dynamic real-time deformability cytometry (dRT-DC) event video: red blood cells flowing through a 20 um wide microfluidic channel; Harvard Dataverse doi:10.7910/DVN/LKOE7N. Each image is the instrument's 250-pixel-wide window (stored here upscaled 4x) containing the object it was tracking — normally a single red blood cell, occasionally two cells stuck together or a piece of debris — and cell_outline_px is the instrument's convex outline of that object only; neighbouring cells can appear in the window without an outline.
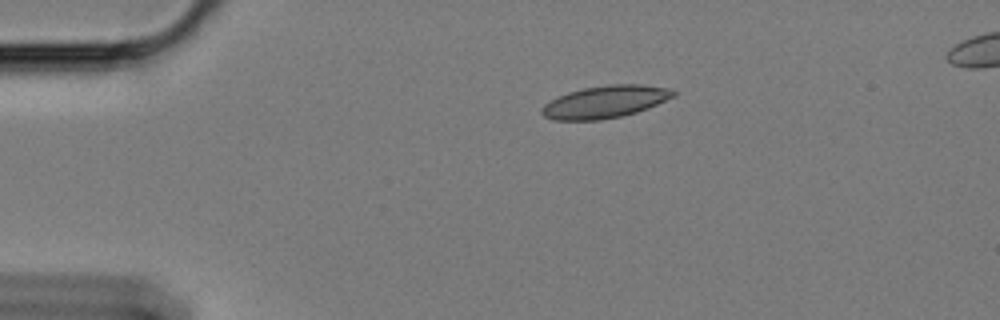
{"species": "Egyptian fruit bat (a non-hibernating species)", "species_latin": "Rousettus aegyptiacus", "temperature_condition": "cold", "stored_images_in_passage": 48, "camera_frame_rate_fps": 3000, "um_per_image_px": 0.085, "animal": {"sex": "female"}, "frame": {"image": 1, "passage_image": 1, "time_ms": 0.0, "image_size_px": [1000, 320], "cell_outline_px": [[676, 96], [648, 108], [636, 112], [620, 116], [600, 120], [552, 120], [544, 116], [540, 112], [540, 108], [544, 104], [556, 96], [568, 92], [584, 88], [608, 84], [644, 84], [668, 88], [676, 92]], "centroid_in_image_um": [51.41, 8.65], "position_along_channel_um": 33.6, "area_um2": 24.97}}
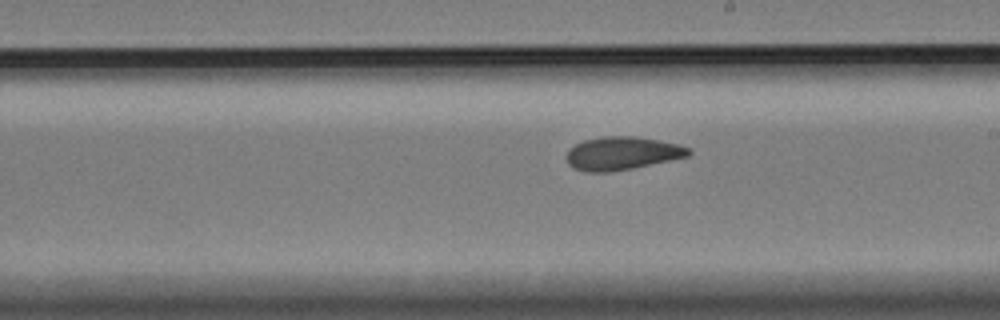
{"frame": {"image": 2, "passage_image": 23, "time_ms": 7.333, "image_size_px": [1000, 320], "cell_outline_px": [[692, 152], [688, 156], [632, 168], [608, 172], [588, 172], [576, 168], [568, 164], [568, 148], [584, 140], [604, 136], [636, 136], [680, 144], [688, 148]], "centroid_in_image_um": [52.89, 13.02], "position_along_channel_um": 236.1, "area_um2": 23.35}}
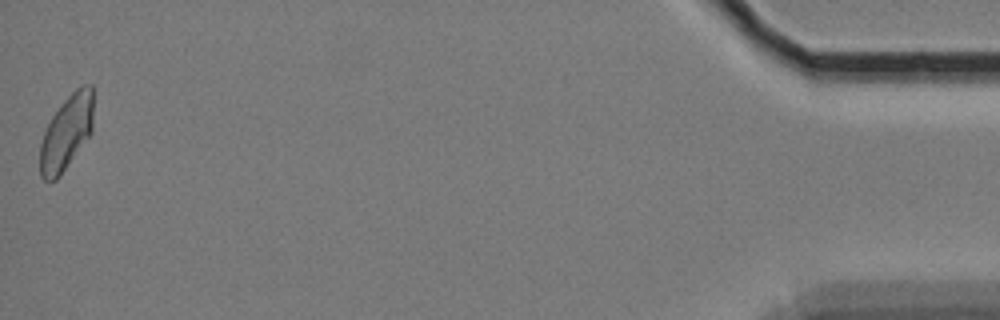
{"frame": {"image": 3, "passage_image": 48, "time_ms": 15.667, "image_size_px": [1000, 320], "cell_outline_px": [[92, 132], [60, 176], [56, 180], [44, 180], [40, 176], [40, 144], [44, 132], [52, 116], [60, 104], [80, 84], [92, 84]], "centroid_in_image_um": [5.64, 11.26], "position_along_channel_um": 429.6, "area_um2": 23.12}, "authors_computed_cell_mechanics": {"area_um2": 23.4668, "velocity_mm_per_s": 3.3825, "shape_relaxation_time_tau1_ms": 9.586, "shape_relaxation_time_tau2_ms": 2.6171, "deformation_change_tau1": 0.1463, "deformation_change_tau2": 0.0743}}